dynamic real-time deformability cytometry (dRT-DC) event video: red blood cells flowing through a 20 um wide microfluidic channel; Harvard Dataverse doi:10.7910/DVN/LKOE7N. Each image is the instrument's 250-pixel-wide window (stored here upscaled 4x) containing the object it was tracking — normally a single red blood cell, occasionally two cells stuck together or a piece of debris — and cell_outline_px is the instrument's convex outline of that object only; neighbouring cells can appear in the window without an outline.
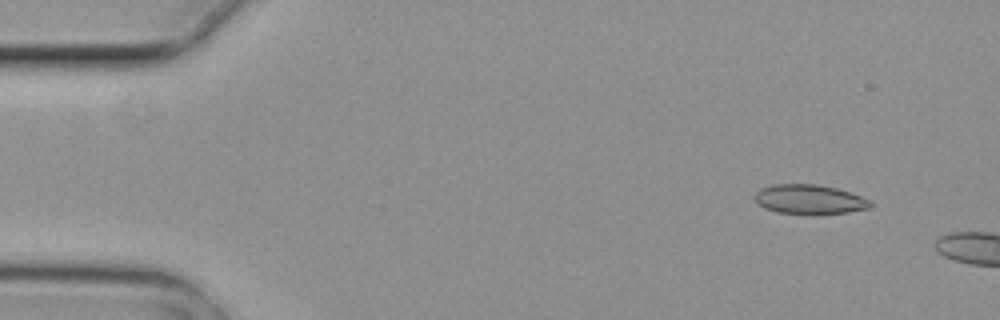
{"species": "common noctule bat (a hibernating species)", "species_latin": "Nyctalus noctula", "temperature_condition": "cold", "stored_images_in_passage": 3, "camera_frame_rate_fps": 3000, "um_per_image_px": 0.085, "animal": {"sex": "female", "body_mass_g": 29.2, "forearm_length_mm": 56.3}, "frame": {"image": 1, "passage_image": 1, "time_ms": 0.0, "image_size_px": [1000, 320], "cell_outline_px": [[872, 208], [848, 212], [776, 212], [764, 208], [756, 204], [752, 196], [760, 188], [772, 184], [816, 184], [836, 188], [872, 200]], "centroid_in_image_um": [68.75, 16.91], "position_along_channel_um": 16.2, "area_um2": 19.54}}